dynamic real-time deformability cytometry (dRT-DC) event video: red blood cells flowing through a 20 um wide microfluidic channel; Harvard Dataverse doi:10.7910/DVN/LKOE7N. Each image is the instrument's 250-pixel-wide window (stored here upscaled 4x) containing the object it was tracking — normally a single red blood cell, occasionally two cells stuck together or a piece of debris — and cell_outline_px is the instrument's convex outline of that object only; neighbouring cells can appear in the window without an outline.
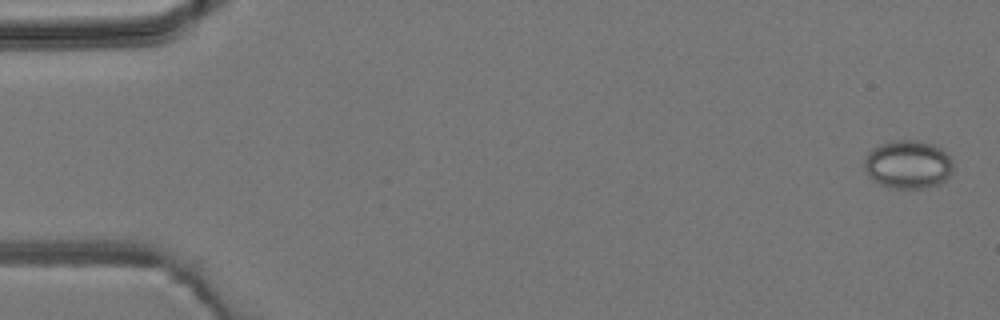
{"species": "common noctule bat (a hibernating species)", "species_latin": "Nyctalus noctula", "temperature_condition": "room temperature", "stored_images_in_passage": 5, "camera_frame_rate_fps": 3000, "um_per_image_px": 0.085, "animal": {"sex": "male", "body_mass_g": 19.2, "forearm_length_mm": 51.8}, "frame": {"image": 1, "passage_image": 1, "time_ms": 0.0, "image_size_px": [1000, 320], "cell_outline_px": [[952, 172], [944, 180], [936, 184], [924, 188], [888, 188], [872, 180], [868, 176], [864, 168], [864, 160], [868, 152], [872, 148], [880, 144], [892, 140], [920, 140], [932, 144], [940, 148], [952, 160]], "centroid_in_image_um": [77.13, 13.97], "position_along_channel_um": 7.9, "area_um2": 25.09}}
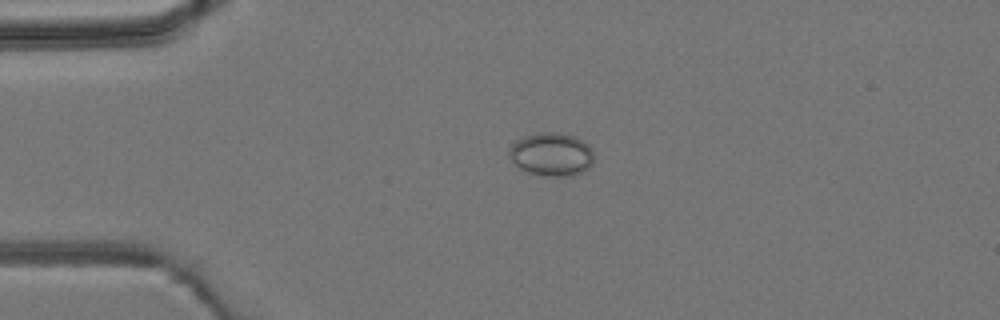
{"frame": {"image": 2, "passage_image": 4, "time_ms": 3.333, "image_size_px": [1000, 320], "cell_outline_px": [[592, 164], [588, 168], [572, 176], [548, 176], [528, 172], [520, 168], [512, 160], [508, 152], [508, 148], [516, 140], [524, 136], [536, 132], [560, 132], [576, 136], [584, 140], [592, 148]], "centroid_in_image_um": [46.88, 13.09], "position_along_channel_um": 38.1, "area_um2": 21.56}}